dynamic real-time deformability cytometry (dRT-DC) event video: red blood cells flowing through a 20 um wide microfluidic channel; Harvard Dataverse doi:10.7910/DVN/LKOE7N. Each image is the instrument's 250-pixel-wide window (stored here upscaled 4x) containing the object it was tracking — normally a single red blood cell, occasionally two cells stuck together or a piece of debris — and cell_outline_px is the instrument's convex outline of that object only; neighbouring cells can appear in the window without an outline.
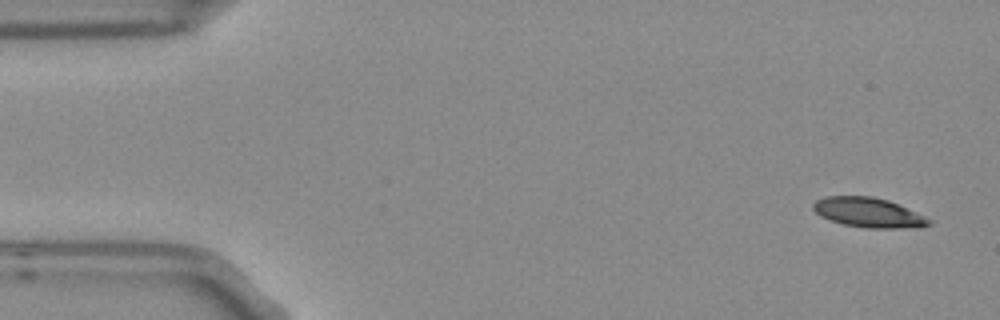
{"species": "Egyptian fruit bat (a non-hibernating species)", "species_latin": "Rousettus aegyptiacus", "temperature_condition": "room temperature", "stored_images_in_passage": 5, "camera_frame_rate_fps": 3000, "um_per_image_px": 0.085, "frame": {"image": 1, "passage_image": 1, "time_ms": 0.0, "image_size_px": [1000, 320], "cell_outline_px": [[932, 224], [920, 228], [864, 228], [844, 224], [820, 216], [812, 208], [812, 204], [816, 200], [824, 196], [872, 196], [888, 200], [924, 216], [932, 220]], "centroid_in_image_um": [73.83, 18.07], "position_along_channel_um": 11.2, "area_um2": 20.06}}
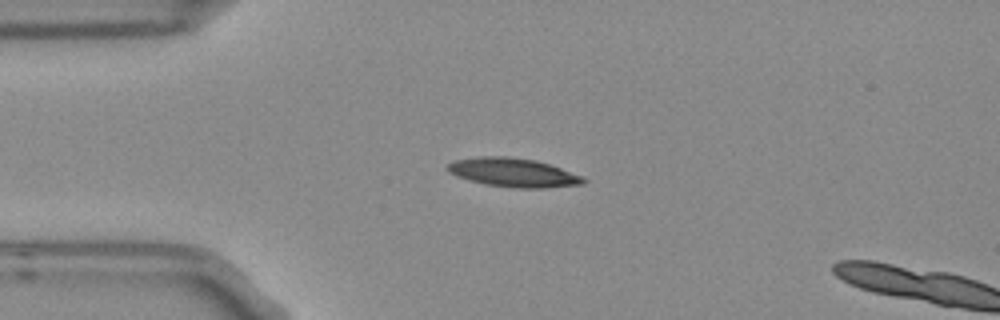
{"frame": {"image": 2, "passage_image": 4, "time_ms": 1.0, "image_size_px": [1000, 320], "cell_outline_px": [[588, 180], [584, 184], [544, 188], [516, 188], [488, 184], [456, 176], [448, 172], [448, 164], [452, 160], [480, 156], [508, 156], [536, 160], [584, 176]], "centroid_in_image_um": [43.66, 14.66], "position_along_channel_um": 41.3, "area_um2": 22.77}}